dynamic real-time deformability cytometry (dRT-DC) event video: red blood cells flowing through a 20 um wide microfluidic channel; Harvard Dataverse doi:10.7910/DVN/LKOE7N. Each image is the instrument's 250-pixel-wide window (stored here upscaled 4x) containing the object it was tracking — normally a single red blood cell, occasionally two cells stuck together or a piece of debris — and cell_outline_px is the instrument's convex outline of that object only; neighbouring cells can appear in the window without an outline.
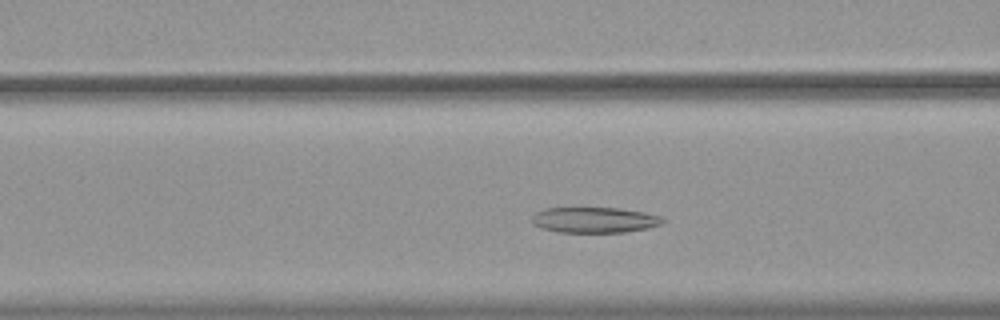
{"species": "common noctule bat (a hibernating species)", "species_latin": "Nyctalus noctula", "temperature_condition": "warm", "stored_images_in_passage": 38, "camera_frame_rate_fps": 3000, "um_per_image_px": 0.085, "animal": {"sex": "female", "body_mass_g": 19.9}, "frame": {"image": 1, "passage_image": 13, "time_ms": 4.0, "image_size_px": [1000, 320], "cell_outline_px": [[668, 220], [660, 224], [648, 228], [624, 232], [556, 232], [540, 228], [532, 224], [532, 216], [536, 212], [544, 208], [620, 208], [644, 212], [660, 216]], "centroid_in_image_um": [50.51, 18.69], "position_along_channel_um": 116.1, "area_um2": 19.65}}
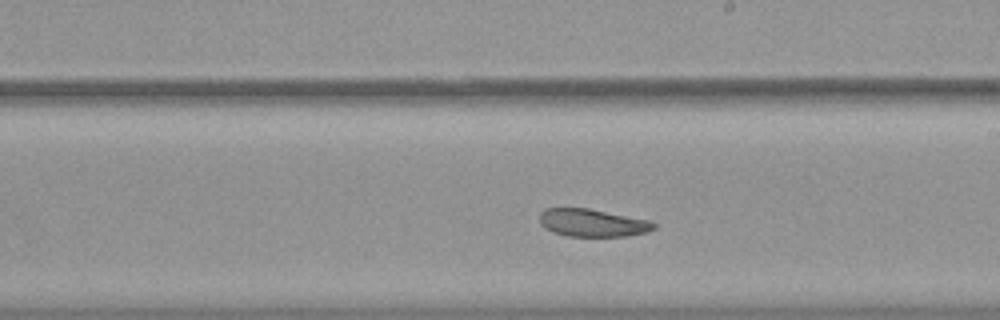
{"frame": {"image": 2, "passage_image": 23, "time_ms": 7.333, "image_size_px": [1000, 320], "cell_outline_px": [[656, 228], [648, 232], [628, 236], [568, 236], [552, 232], [544, 228], [540, 224], [540, 212], [544, 208], [588, 208], [648, 220], [656, 224]], "centroid_in_image_um": [50.34, 18.94], "position_along_channel_um": 238.7, "area_um2": 18.5}}
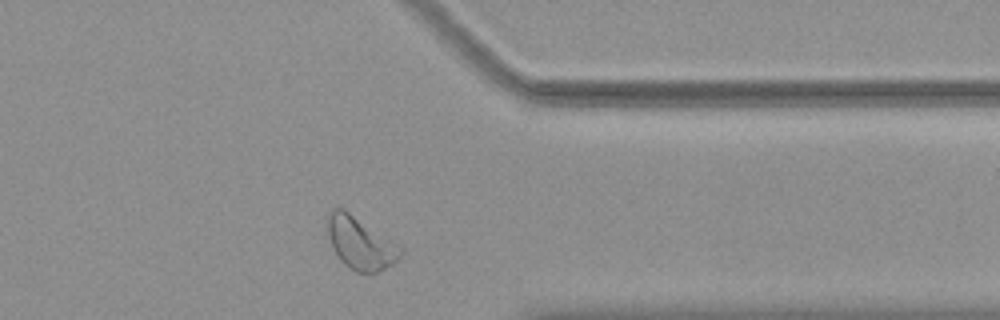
{"frame": {"image": 3, "passage_image": 35, "time_ms": 11.333, "image_size_px": [1000, 320], "cell_outline_px": [[404, 252], [392, 264], [376, 272], [356, 272], [348, 268], [340, 260], [332, 248], [324, 228], [324, 224], [332, 208], [344, 208], [400, 244], [404, 248]], "centroid_in_image_um": [30.6, 20.62], "position_along_channel_um": 380.8, "area_um2": 22.89}}